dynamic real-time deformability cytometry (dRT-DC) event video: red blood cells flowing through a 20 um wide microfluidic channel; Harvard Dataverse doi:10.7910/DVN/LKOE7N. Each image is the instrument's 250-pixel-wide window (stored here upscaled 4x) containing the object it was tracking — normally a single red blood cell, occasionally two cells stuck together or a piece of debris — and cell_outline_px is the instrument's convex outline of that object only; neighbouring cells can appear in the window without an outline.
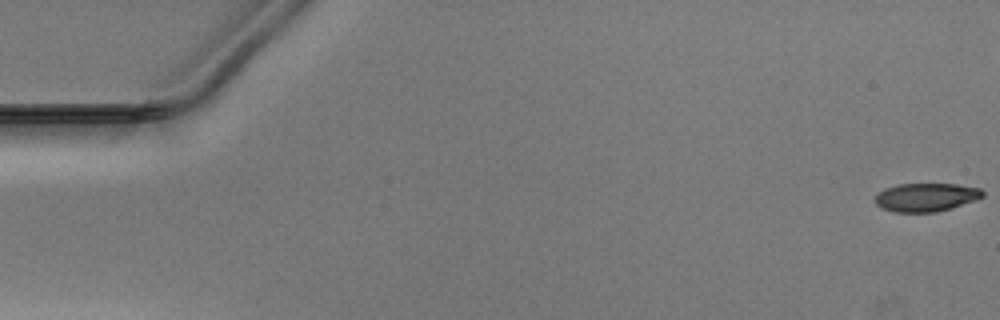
{"species": "Egyptian fruit bat (a non-hibernating species)", "species_latin": "Rousettus aegyptiacus", "temperature_condition": "warm", "stored_images_in_passage": 51, "camera_frame_rate_fps": 3000, "um_per_image_px": 0.085, "animal": {"sex": "male"}, "frame": {"image": 1, "passage_image": 1, "time_ms": 0.0, "image_size_px": [1000, 320], "cell_outline_px": [[984, 196], [976, 200], [936, 212], [892, 212], [880, 208], [876, 204], [876, 196], [884, 188], [896, 184], [956, 184], [980, 188], [984, 192]], "centroid_in_image_um": [78.7, 16.76], "position_along_channel_um": 6.3, "area_um2": 17.8}}
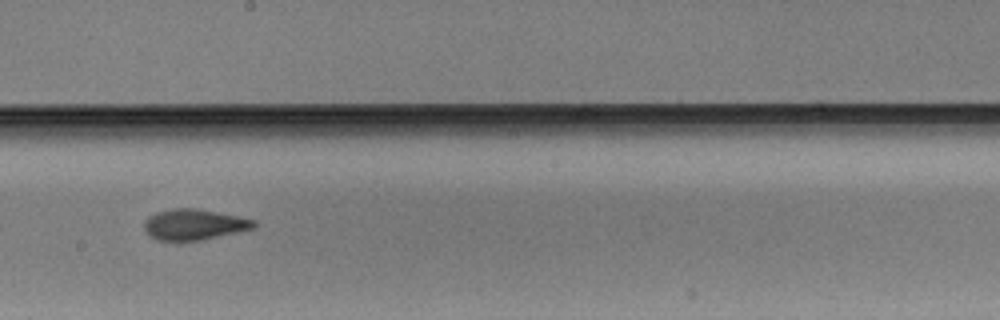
{"frame": {"image": 2, "passage_image": 29, "time_ms": 9.333, "image_size_px": [1000, 320], "cell_outline_px": [[256, 228], [200, 240], [176, 244], [156, 240], [148, 236], [144, 232], [144, 220], [148, 216], [156, 212], [172, 208], [196, 208], [256, 220]], "centroid_in_image_um": [16.41, 19.12], "position_along_channel_um": 231.8, "area_um2": 20.35}}
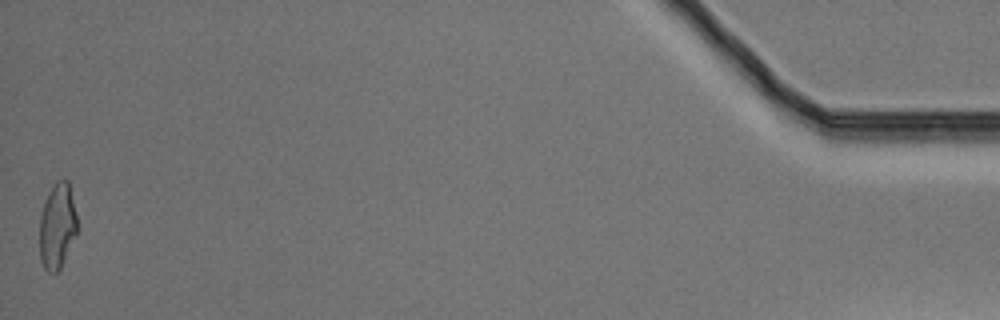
{"frame": {"image": 3, "passage_image": 51, "time_ms": 16.667, "image_size_px": [1000, 320], "cell_outline_px": [[76, 232], [60, 268], [56, 272], [48, 272], [44, 268], [40, 260], [40, 216], [48, 192], [56, 180], [68, 180], [76, 212]], "centroid_in_image_um": [4.85, 19.19], "position_along_channel_um": 430.4, "area_um2": 18.38}}